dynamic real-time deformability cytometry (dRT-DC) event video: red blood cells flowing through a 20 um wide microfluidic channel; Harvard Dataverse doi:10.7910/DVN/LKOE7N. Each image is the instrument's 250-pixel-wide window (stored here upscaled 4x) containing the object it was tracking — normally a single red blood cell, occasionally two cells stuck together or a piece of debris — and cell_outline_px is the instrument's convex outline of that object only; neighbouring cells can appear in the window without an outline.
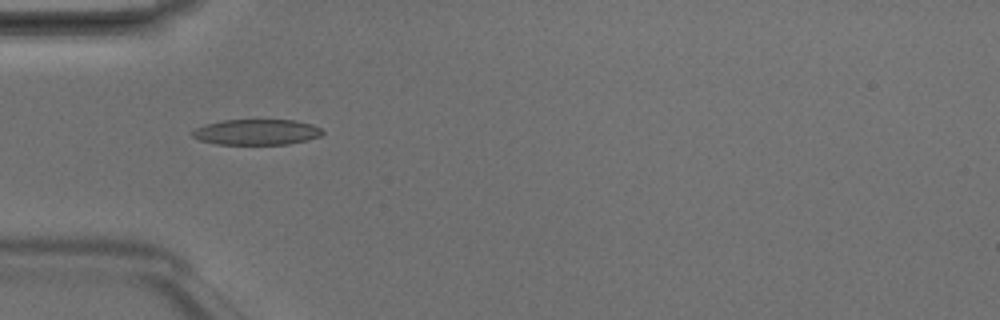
{"species": "Egyptian fruit bat (a non-hibernating species)", "species_latin": "Rousettus aegyptiacus", "temperature_condition": "room temperature", "stored_images_in_passage": 7, "camera_frame_rate_fps": 3000, "um_per_image_px": 0.085, "animal": {"sex": "male"}, "frame": {"image": 1, "passage_image": 5, "time_ms": 1.333, "image_size_px": [1000, 320], "cell_outline_px": [[324, 132], [320, 136], [308, 140], [288, 144], [216, 144], [200, 140], [192, 136], [192, 132], [196, 128], [204, 124], [224, 120], [296, 120], [312, 124], [320, 128]], "centroid_in_image_um": [21.82, 11.22], "position_along_channel_um": 63.2, "area_um2": 19.42}}